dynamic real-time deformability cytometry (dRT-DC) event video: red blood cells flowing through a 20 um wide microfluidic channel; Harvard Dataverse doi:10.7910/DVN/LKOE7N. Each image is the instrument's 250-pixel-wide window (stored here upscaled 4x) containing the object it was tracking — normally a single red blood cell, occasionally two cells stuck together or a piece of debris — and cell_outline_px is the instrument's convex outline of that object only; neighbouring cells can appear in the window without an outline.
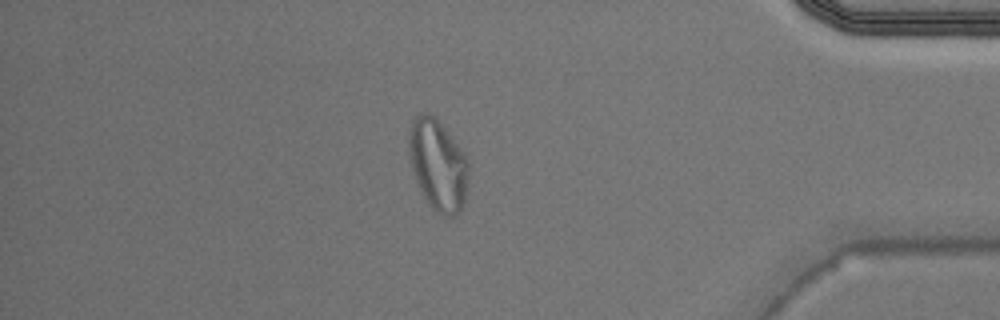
{"species": "Egyptian fruit bat (a non-hibernating species)", "species_latin": "Rousettus aegyptiacus", "temperature_condition": "warm", "stored_images_in_passage": 42, "camera_frame_rate_fps": 3000, "um_per_image_px": 0.085, "animal": {"sex": "male"}, "frame": {"image": 1, "passage_image": 36, "time_ms": 11.667, "image_size_px": [1000, 320], "cell_outline_px": [[468, 188], [464, 200], [456, 216], [444, 216], [436, 212], [432, 208], [416, 180], [412, 168], [408, 152], [408, 132], [416, 116], [424, 112], [428, 112], [444, 128], [464, 152], [468, 160]], "centroid_in_image_um": [37.23, 14.02], "position_along_channel_um": 398.0, "area_um2": 31.27}}
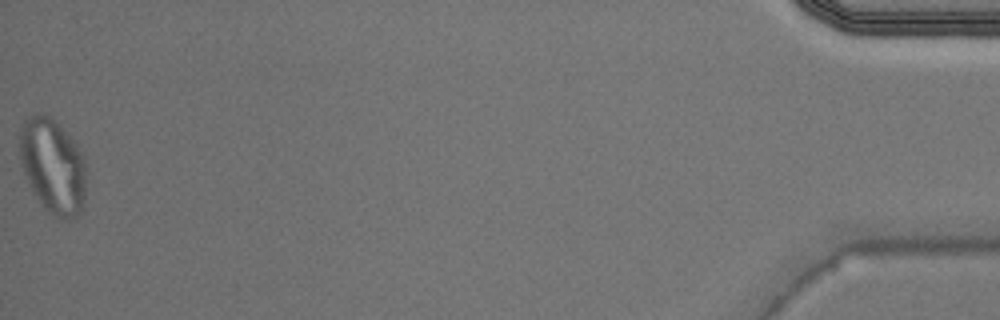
{"frame": {"image": 2, "passage_image": 42, "time_ms": 13.667, "image_size_px": [1000, 320], "cell_outline_px": [[84, 200], [80, 212], [76, 216], [68, 220], [60, 220], [48, 212], [44, 208], [32, 192], [24, 172], [20, 160], [16, 136], [24, 120], [32, 112], [44, 112], [76, 144], [84, 156]], "centroid_in_image_um": [4.42, 14.1], "position_along_channel_um": 430.8, "area_um2": 37.11}}